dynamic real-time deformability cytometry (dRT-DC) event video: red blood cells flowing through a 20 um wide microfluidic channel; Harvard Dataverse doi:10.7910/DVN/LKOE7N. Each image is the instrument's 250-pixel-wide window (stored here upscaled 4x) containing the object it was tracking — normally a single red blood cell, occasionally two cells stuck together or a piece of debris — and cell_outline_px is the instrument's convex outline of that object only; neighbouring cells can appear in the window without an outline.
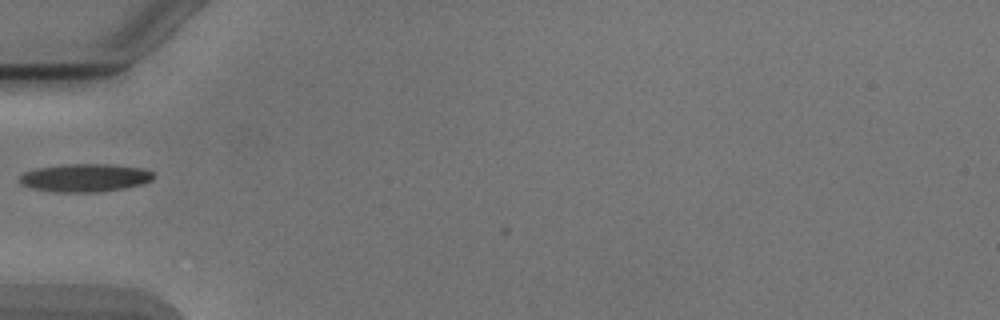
{"species": "Egyptian fruit bat (a non-hibernating species)", "species_latin": "Rousettus aegyptiacus", "temperature_condition": "cold", "stored_images_in_passage": 28, "camera_frame_rate_fps": 3000, "um_per_image_px": 0.085, "animal": {"sex": "male"}, "frame": {"image": 1, "passage_image": 1, "time_ms": 0.0, "image_size_px": [1000, 320], "cell_outline_px": [[156, 176], [152, 180], [144, 184], [124, 188], [100, 192], [56, 192], [32, 188], [20, 184], [20, 176], [24, 172], [36, 168], [64, 164], [108, 164], [140, 168], [152, 172]], "centroid_in_image_um": [7.23, 15.11], "position_along_channel_um": 77.8, "area_um2": 21.96}}
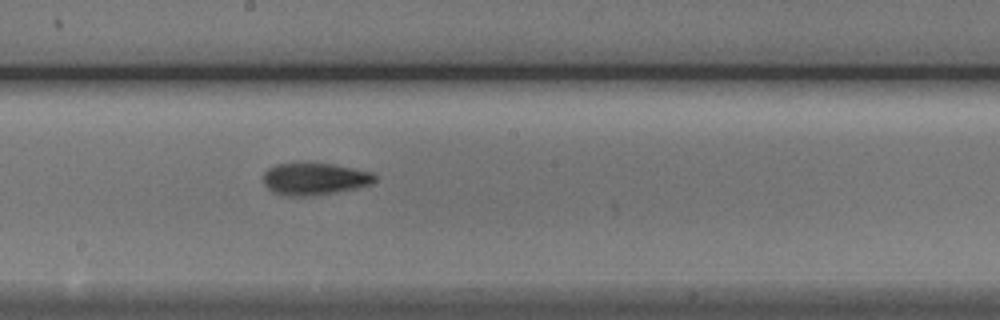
{"frame": {"image": 2, "passage_image": 12, "time_ms": 3.667, "image_size_px": [1000, 320], "cell_outline_px": [[376, 180], [372, 184], [356, 188], [336, 192], [312, 196], [284, 196], [272, 192], [264, 184], [264, 172], [268, 168], [276, 164], [332, 164], [372, 172], [376, 176]], "centroid_in_image_um": [26.74, 15.23], "position_along_channel_um": 221.5, "area_um2": 20.75}}
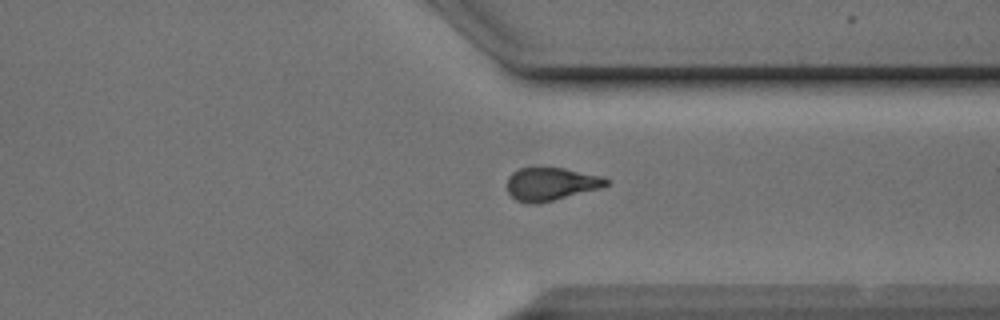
{"frame": {"image": 3, "passage_image": 23, "time_ms": 7.333, "image_size_px": [1000, 320], "cell_outline_px": [[608, 184], [604, 188], [536, 204], [528, 204], [516, 200], [508, 192], [508, 176], [512, 172], [520, 168], [564, 168], [600, 176], [608, 180]], "centroid_in_image_um": [46.83, 15.65], "position_along_channel_um": 364.6, "area_um2": 19.02}}